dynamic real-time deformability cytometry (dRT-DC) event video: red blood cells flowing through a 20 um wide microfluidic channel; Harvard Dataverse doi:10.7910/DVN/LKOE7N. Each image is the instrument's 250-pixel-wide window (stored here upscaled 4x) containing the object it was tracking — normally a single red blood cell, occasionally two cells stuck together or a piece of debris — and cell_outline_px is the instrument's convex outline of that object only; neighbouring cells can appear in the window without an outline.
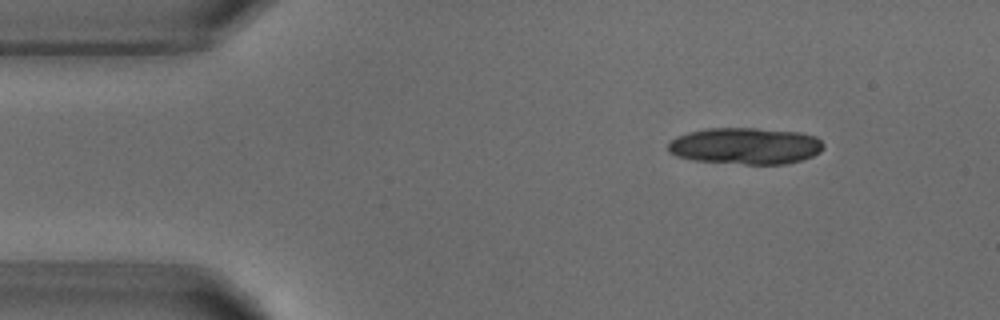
{"species": "common noctule bat (a hibernating species)", "species_latin": "Nyctalus noctula", "temperature_condition": "warm", "stored_images_in_passage": 4, "segment_of_instrument_passage": [2, 2], "camera_frame_rate_fps": 3000, "um_per_image_px": 0.085, "animal": {"sex": "male", "body_mass_g": 18.8}, "frame": {"image": 1, "passage_image": 4, "time_ms": 3.667, "image_size_px": [1000, 320], "cell_outline_px": [[824, 148], [820, 152], [812, 156], [800, 160], [784, 164], [744, 164], [696, 160], [676, 156], [668, 152], [668, 144], [676, 136], [688, 132], [704, 128], [756, 128], [800, 132], [816, 136], [824, 144]], "centroid_in_image_um": [63.37, 12.39], "position_along_channel_um": 21.6, "area_um2": 33.23}}